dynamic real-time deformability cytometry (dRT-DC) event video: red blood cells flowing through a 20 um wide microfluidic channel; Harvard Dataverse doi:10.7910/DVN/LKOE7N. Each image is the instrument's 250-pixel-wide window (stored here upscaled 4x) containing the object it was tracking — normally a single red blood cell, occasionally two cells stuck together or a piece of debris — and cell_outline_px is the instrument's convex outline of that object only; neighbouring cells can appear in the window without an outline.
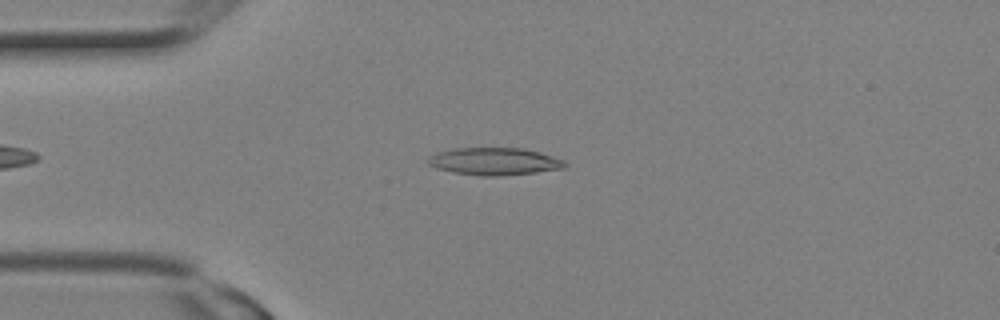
{"species": "Egyptian fruit bat (a non-hibernating species)", "species_latin": "Rousettus aegyptiacus", "temperature_condition": "room temperature", "stored_images_in_passage": 8, "camera_frame_rate_fps": 3000, "um_per_image_px": 0.085, "animal": {"sex": "female"}, "frame": {"image": 1, "passage_image": 5, "time_ms": 1.333, "image_size_px": [1000, 320], "cell_outline_px": [[568, 164], [564, 168], [536, 172], [500, 176], [480, 176], [452, 172], [436, 168], [428, 164], [424, 160], [428, 156], [436, 152], [456, 148], [524, 148], [540, 152], [564, 160]], "centroid_in_image_um": [41.98, 13.72], "position_along_channel_um": 43.0, "area_um2": 22.08}}
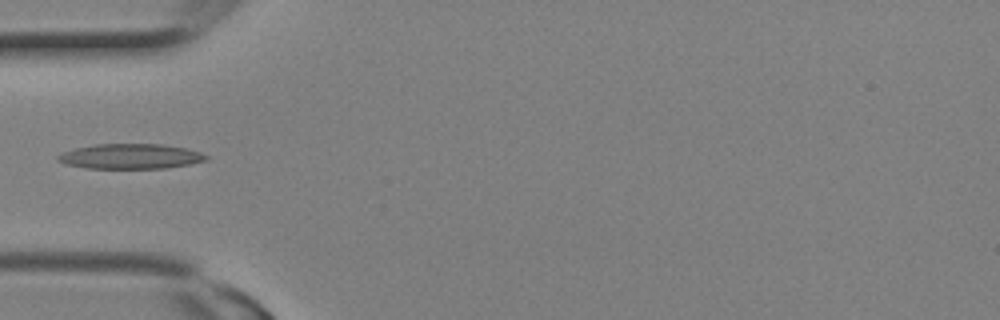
{"frame": {"image": 2, "passage_image": 7, "time_ms": 2.0, "image_size_px": [1000, 320], "cell_outline_px": [[208, 160], [188, 164], [164, 168], [84, 168], [68, 164], [56, 160], [56, 156], [64, 152], [76, 148], [92, 144], [164, 144], [184, 148], [200, 152], [208, 156]], "centroid_in_image_um": [11.08, 13.28], "position_along_channel_um": 73.9, "area_um2": 21.5}}